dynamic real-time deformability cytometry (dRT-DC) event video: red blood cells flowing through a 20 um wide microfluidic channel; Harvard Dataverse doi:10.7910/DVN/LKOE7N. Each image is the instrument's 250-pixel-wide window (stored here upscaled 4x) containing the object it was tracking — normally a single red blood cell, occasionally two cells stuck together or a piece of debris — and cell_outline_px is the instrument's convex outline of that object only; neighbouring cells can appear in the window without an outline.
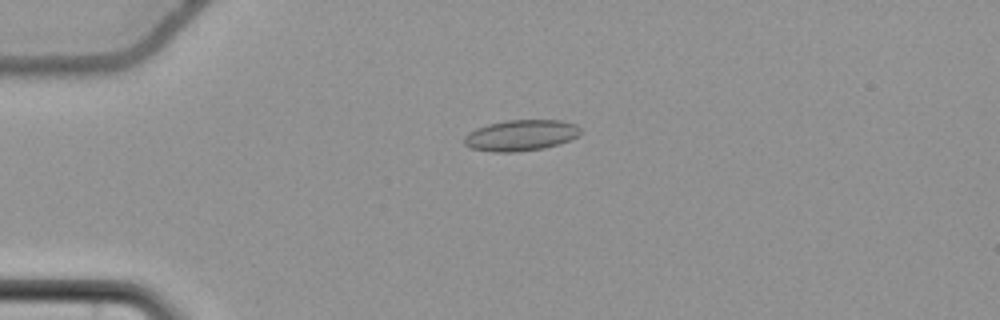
{"species": "common noctule bat (a hibernating species)", "species_latin": "Nyctalus noctula", "temperature_condition": "cold", "stored_images_in_passage": 51, "camera_frame_rate_fps": 3000, "um_per_image_px": 0.085, "animal": {"sex": "female", "body_mass_g": 22.7, "forearm_length_mm": 54.2}, "frame": {"image": 1, "passage_image": 9, "time_ms": 2.667, "image_size_px": [1000, 320], "cell_outline_px": [[580, 132], [576, 136], [568, 140], [544, 148], [516, 152], [492, 152], [472, 148], [464, 144], [464, 136], [468, 132], [476, 128], [488, 124], [504, 120], [560, 120], [576, 124], [580, 128]], "centroid_in_image_um": [44.23, 11.49], "position_along_channel_um": 40.8, "area_um2": 20.92}}
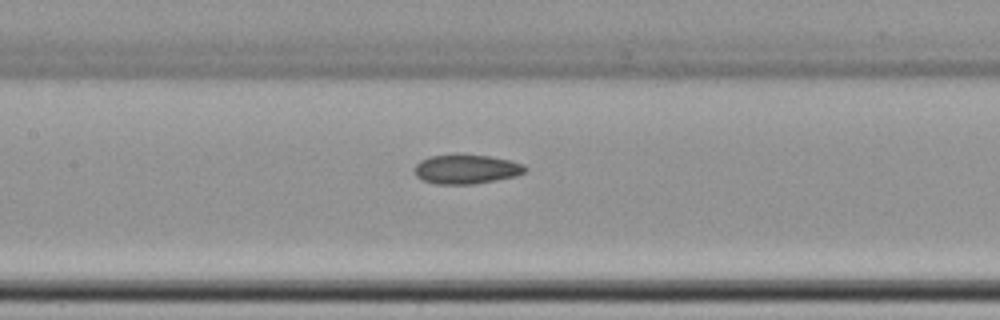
{"frame": {"image": 2, "passage_image": 22, "time_ms": 7.0, "image_size_px": [1000, 320], "cell_outline_px": [[528, 168], [524, 172], [516, 176], [496, 180], [472, 184], [436, 184], [424, 180], [416, 176], [416, 164], [420, 160], [428, 156], [488, 156], [508, 160], [524, 164]], "centroid_in_image_um": [39.66, 14.4], "position_along_channel_um": 167.7, "area_um2": 18.38}}
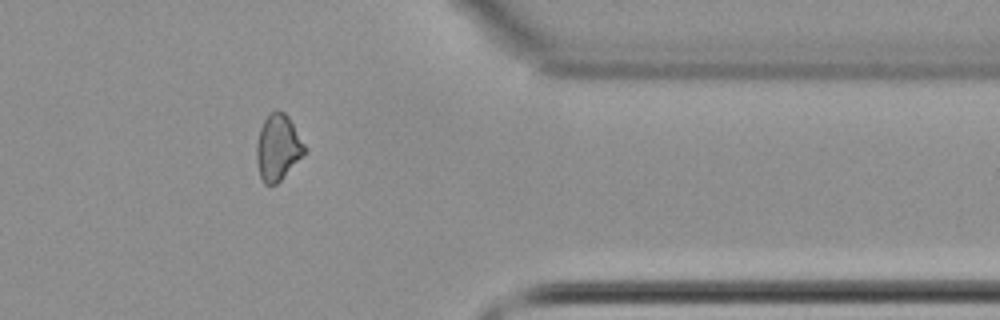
{"frame": {"image": 3, "passage_image": 41, "time_ms": 13.333, "image_size_px": [1000, 320], "cell_outline_px": [[308, 148], [280, 180], [276, 184], [264, 184], [260, 176], [256, 160], [256, 144], [260, 128], [264, 120], [272, 112], [284, 112], [288, 116]], "centroid_in_image_um": [23.61, 12.53], "position_along_channel_um": 387.8, "area_um2": 18.15}, "authors_computed_cell_mechanics": {"area_um2": 19.0162, "velocity_mm_per_s": 3.702, "shape_relaxation_time_tau1_ms": null, "shape_relaxation_time_tau2_ms": 8.0551, "deformation_change_tau1": null, "deformation_change_tau2": 0.1374}}